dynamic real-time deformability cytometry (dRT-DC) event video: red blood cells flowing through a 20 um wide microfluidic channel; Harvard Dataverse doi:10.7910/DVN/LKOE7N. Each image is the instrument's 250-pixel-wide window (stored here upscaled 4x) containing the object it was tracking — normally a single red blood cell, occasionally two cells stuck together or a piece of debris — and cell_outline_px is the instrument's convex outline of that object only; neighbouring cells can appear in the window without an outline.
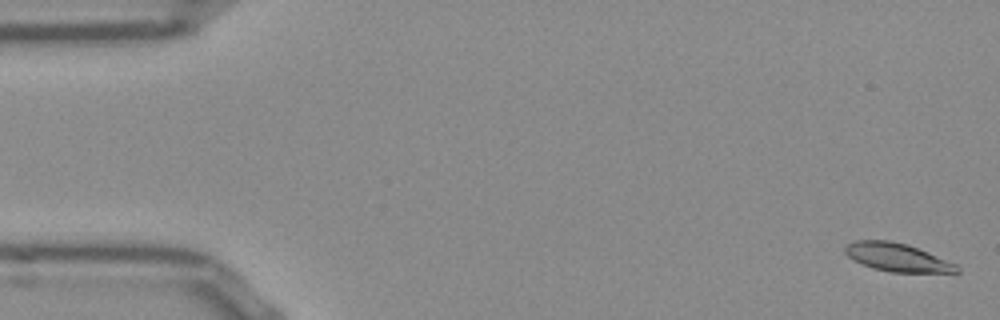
{"species": "Egyptian fruit bat (a non-hibernating species)", "species_latin": "Rousettus aegyptiacus", "temperature_condition": "room temperature", "stored_images_in_passage": 53, "camera_frame_rate_fps": 3000, "um_per_image_px": 0.085, "frame": {"image": 1, "passage_image": 2, "time_ms": 0.333, "image_size_px": [1000, 320], "cell_outline_px": [[960, 272], [892, 272], [872, 268], [848, 256], [844, 252], [844, 248], [848, 244], [856, 240], [888, 240], [908, 244], [928, 252], [956, 264], [960, 268]], "centroid_in_image_um": [76.27, 21.86], "position_along_channel_um": 8.7, "area_um2": 18.15}}
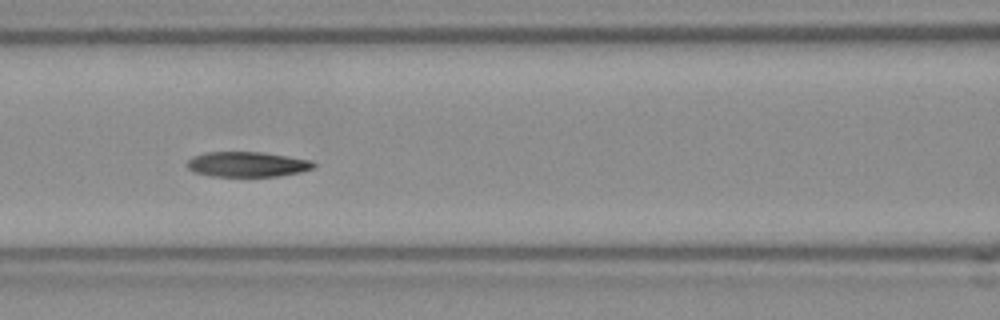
{"frame": {"image": 2, "passage_image": 23, "time_ms": 7.333, "image_size_px": [1000, 320], "cell_outline_px": [[316, 164], [312, 168], [300, 172], [280, 176], [208, 176], [196, 172], [188, 168], [188, 160], [192, 156], [204, 152], [260, 152], [312, 160]], "centroid_in_image_um": [21.01, 13.96], "position_along_channel_um": 145.6, "area_um2": 18.44}}
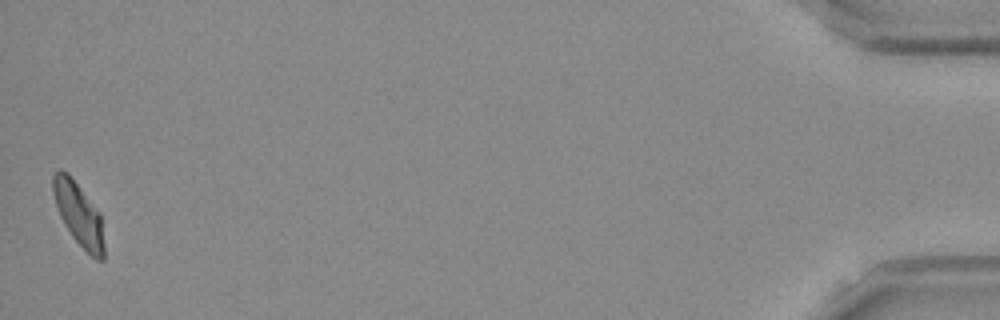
{"frame": {"image": 3, "passage_image": 53, "time_ms": 17.333, "image_size_px": [1000, 320], "cell_outline_px": [[104, 260], [96, 260], [72, 236], [64, 224], [60, 216], [52, 192], [52, 176], [60, 168], [68, 172], [100, 212], [104, 244]], "centroid_in_image_um": [6.68, 18.17], "position_along_channel_um": 428.5, "area_um2": 18.73}, "authors_computed_cell_mechanics": {"area_um2": 19.074, "velocity_mm_per_s": 3.8196, "shape_relaxation_time_tau1_ms": 7.6468, "shape_relaxation_time_tau2_ms": 10.3429, "deformation_change_tau1": 0.1922, "deformation_change_tau2": 0.1612}}